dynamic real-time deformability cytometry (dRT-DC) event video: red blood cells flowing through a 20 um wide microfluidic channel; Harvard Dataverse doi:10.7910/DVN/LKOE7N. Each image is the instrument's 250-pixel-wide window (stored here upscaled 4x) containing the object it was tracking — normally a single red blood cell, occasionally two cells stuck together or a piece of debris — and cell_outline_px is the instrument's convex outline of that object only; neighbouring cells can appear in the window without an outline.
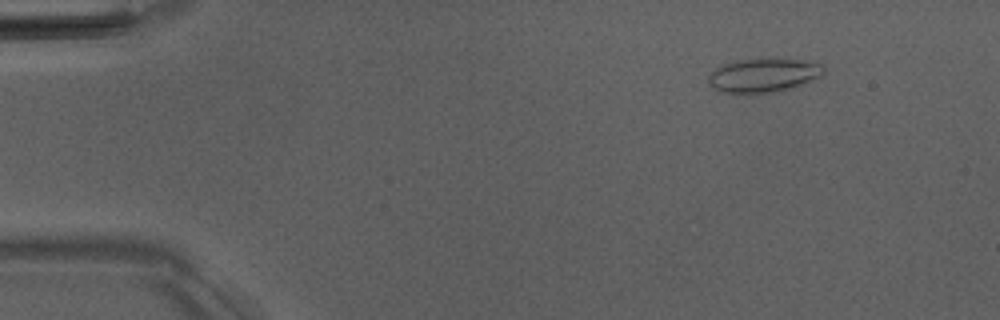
{"species": "Egyptian fruit bat (a non-hibernating species)", "species_latin": "Rousettus aegyptiacus", "temperature_condition": "room temperature", "stored_images_in_passage": 46, "camera_frame_rate_fps": 3000, "um_per_image_px": 0.085, "animal": {"sex": "male"}, "frame": {"image": 1, "passage_image": 1, "time_ms": 0.0, "image_size_px": [1000, 320], "cell_outline_px": [[824, 72], [820, 76], [812, 80], [792, 88], [772, 92], [724, 92], [708, 84], [708, 76], [716, 68], [724, 64], [740, 60], [800, 60], [820, 64], [824, 68]], "centroid_in_image_um": [64.89, 6.41], "position_along_channel_um": 20.1, "area_um2": 21.85}}
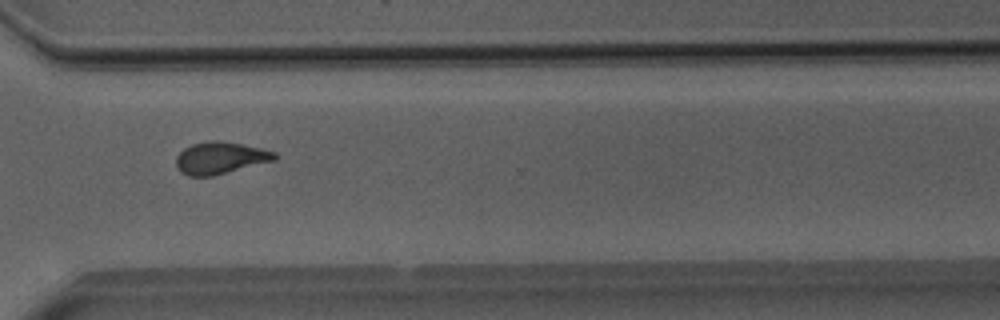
{"frame": {"image": 2, "passage_image": 33, "time_ms": 10.667, "image_size_px": [1000, 320], "cell_outline_px": [[276, 160], [212, 176], [188, 176], [180, 172], [176, 164], [176, 156], [184, 148], [192, 144], [212, 140], [220, 140], [260, 148], [276, 152]], "centroid_in_image_um": [18.7, 13.42], "position_along_channel_um": 351.9, "area_um2": 18.32}}
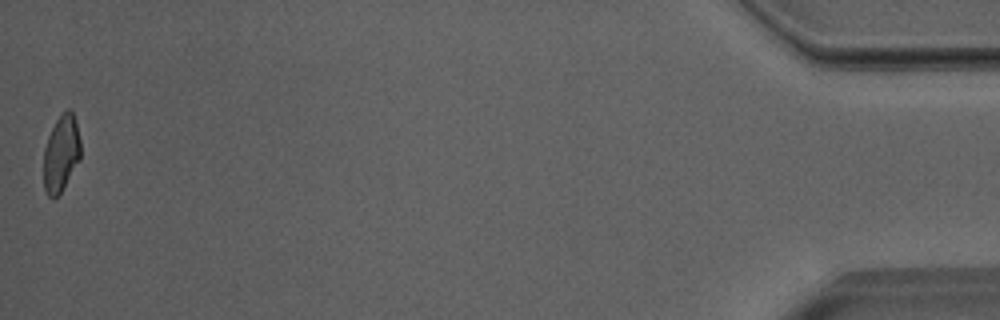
{"frame": {"image": 3, "passage_image": 46, "time_ms": 15.0, "image_size_px": [1000, 320], "cell_outline_px": [[80, 160], [60, 192], [52, 200], [48, 196], [44, 188], [44, 148], [48, 136], [56, 120], [68, 108], [72, 112], [76, 124], [80, 140]], "centroid_in_image_um": [5.19, 13.06], "position_along_channel_um": 430.0, "area_um2": 16.24}, "authors_computed_cell_mechanics": {"area_um2": 18.1203, "velocity_mm_per_s": 4.0159, "shape_relaxation_time_tau1_ms": null, "shape_relaxation_time_tau2_ms": 1.8077, "deformation_change_tau1": null, "deformation_change_tau2": 0.0849}}